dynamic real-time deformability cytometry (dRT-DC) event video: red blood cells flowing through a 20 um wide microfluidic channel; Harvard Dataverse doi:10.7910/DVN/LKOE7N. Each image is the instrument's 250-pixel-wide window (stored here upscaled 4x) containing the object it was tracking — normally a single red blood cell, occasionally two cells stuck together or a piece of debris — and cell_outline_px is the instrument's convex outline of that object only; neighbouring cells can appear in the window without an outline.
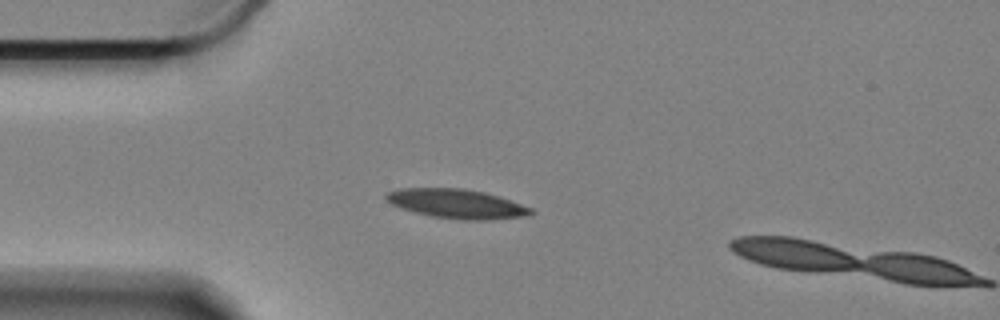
{"species": "Egyptian fruit bat (a non-hibernating species)", "species_latin": "Rousettus aegyptiacus", "temperature_condition": "cold", "stored_images_in_passage": 2, "camera_frame_rate_fps": 3000, "um_per_image_px": 0.085, "animal": {"sex": "female"}, "frame": {"image": 1, "passage_image": 1, "time_ms": 0.0, "image_size_px": [1000, 320], "cell_outline_px": [[536, 212], [524, 216], [488, 220], [460, 220], [432, 216], [400, 208], [384, 200], [384, 196], [388, 192], [400, 188], [464, 188], [484, 192], [532, 208]], "centroid_in_image_um": [38.78, 17.32], "position_along_channel_um": 46.2, "area_um2": 24.57}}